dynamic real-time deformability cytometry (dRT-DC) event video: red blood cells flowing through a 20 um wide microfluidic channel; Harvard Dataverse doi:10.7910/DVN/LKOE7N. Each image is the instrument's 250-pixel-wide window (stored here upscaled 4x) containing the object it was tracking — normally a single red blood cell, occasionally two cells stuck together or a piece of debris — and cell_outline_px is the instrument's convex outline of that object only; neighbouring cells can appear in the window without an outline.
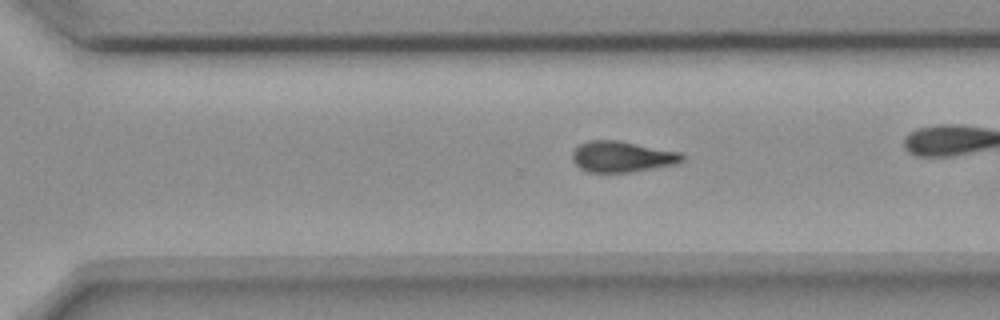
{"species": "common noctule bat (a hibernating species)", "species_latin": "Nyctalus noctula", "temperature_condition": "room temperature", "stored_images_in_passage": 43, "camera_frame_rate_fps": 3000, "um_per_image_px": 0.085, "animal": {"sex": "female", "body_mass_g": 18.4}, "frame": {"image": 1, "passage_image": 37, "time_ms": 12.0, "image_size_px": [1000, 320], "cell_outline_px": [[684, 160], [676, 164], [632, 172], [588, 172], [580, 168], [572, 160], [572, 152], [580, 144], [588, 140], [620, 140], [680, 152], [684, 156]], "centroid_in_image_um": [52.87, 13.31], "position_along_channel_um": 317.7, "area_um2": 19.88}, "authors_computed_cell_mechanics": {"area_um2": 19.941, "velocity_mm_per_s": 3.6688, "shape_relaxation_time_tau1_ms": null, "shape_relaxation_time_tau2_ms": 7.8189, "deformation_change_tau1": null, "deformation_change_tau2": 0.1665}}